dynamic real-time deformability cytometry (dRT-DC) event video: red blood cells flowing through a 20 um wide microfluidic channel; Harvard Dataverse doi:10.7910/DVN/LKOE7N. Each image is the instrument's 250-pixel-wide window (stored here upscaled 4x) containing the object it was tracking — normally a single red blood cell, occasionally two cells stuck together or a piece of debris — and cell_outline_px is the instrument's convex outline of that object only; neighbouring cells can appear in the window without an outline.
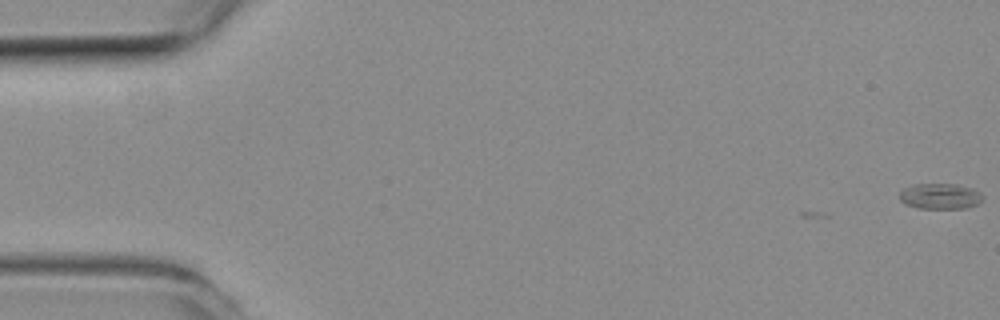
{"species": "common noctule bat (a hibernating species)", "species_latin": "Nyctalus noctula", "temperature_condition": "room temperature", "stored_images_in_passage": 2, "camera_frame_rate_fps": 3000, "um_per_image_px": 0.085, "animal": {"sex": "female", "body_mass_g": 19.3, "forearm_length_mm": 54.1}, "frame": {"image": 1, "passage_image": 2, "time_ms": 0.333, "image_size_px": [1000, 320], "cell_outline_px": [[984, 196], [976, 204], [968, 208], [916, 208], [900, 200], [900, 192], [904, 188], [916, 184], [956, 184], [972, 188]], "centroid_in_image_um": [79.91, 16.67], "position_along_channel_um": 5.1, "area_um2": 12.25}}